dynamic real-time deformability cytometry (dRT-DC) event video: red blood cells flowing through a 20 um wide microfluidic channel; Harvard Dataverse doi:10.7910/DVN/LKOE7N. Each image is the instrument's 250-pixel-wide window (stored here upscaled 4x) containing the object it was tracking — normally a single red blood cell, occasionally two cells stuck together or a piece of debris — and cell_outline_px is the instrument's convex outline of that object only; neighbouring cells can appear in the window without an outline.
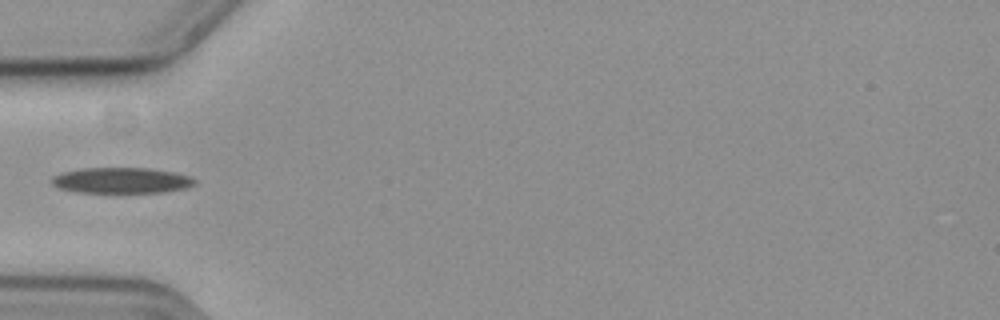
{"species": "common noctule bat (a hibernating species)", "species_latin": "Nyctalus noctula", "temperature_condition": "cold", "stored_images_in_passage": 39, "camera_frame_rate_fps": 3000, "um_per_image_px": 0.085, "animal": {"sex": "female", "body_mass_g": 19.3, "forearm_length_mm": 54.1}, "frame": {"image": 1, "passage_image": 1, "time_ms": 0.0, "image_size_px": [1000, 320], "cell_outline_px": [[196, 184], [184, 188], [164, 192], [76, 192], [60, 188], [52, 184], [52, 176], [64, 172], [80, 168], [148, 168], [176, 172], [188, 176], [196, 180]], "centroid_in_image_um": [10.33, 15.33], "position_along_channel_um": 74.7, "area_um2": 21.33}}
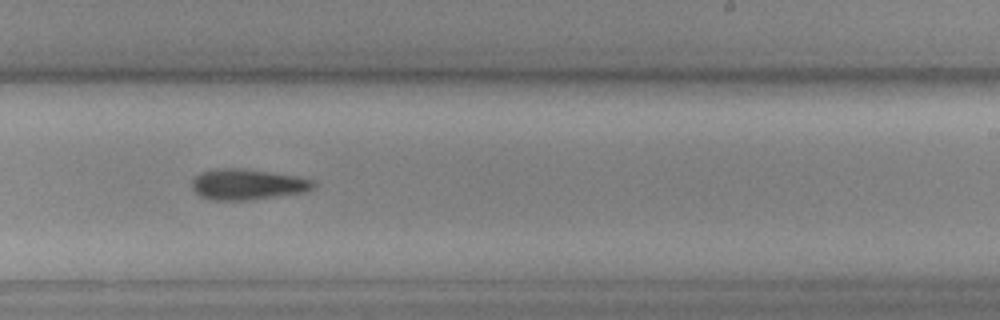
{"frame": {"image": 2, "passage_image": 17, "time_ms": 5.333, "image_size_px": [1000, 320], "cell_outline_px": [[316, 184], [312, 188], [304, 192], [248, 200], [212, 200], [200, 196], [192, 188], [192, 180], [200, 172], [216, 168], [244, 168], [296, 176], [312, 180]], "centroid_in_image_um": [20.99, 15.66], "position_along_channel_um": 268.0, "area_um2": 21.68}}
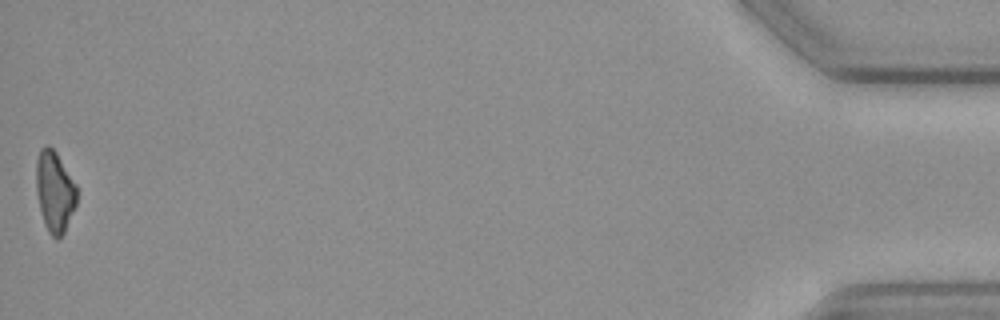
{"frame": {"image": 3, "passage_image": 39, "time_ms": 12.667, "image_size_px": [1000, 320], "cell_outline_px": [[76, 204], [64, 232], [56, 240], [48, 232], [44, 224], [40, 208], [36, 188], [36, 160], [40, 148], [48, 144], [56, 152], [76, 184]], "centroid_in_image_um": [4.63, 16.26], "position_along_channel_um": 430.6, "area_um2": 19.02}}